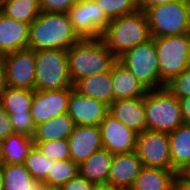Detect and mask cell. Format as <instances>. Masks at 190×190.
Listing matches in <instances>:
<instances>
[{
  "mask_svg": "<svg viewBox=\"0 0 190 190\" xmlns=\"http://www.w3.org/2000/svg\"><path fill=\"white\" fill-rule=\"evenodd\" d=\"M81 38L73 29L67 13L42 12L30 24L29 49L68 50Z\"/></svg>",
  "mask_w": 190,
  "mask_h": 190,
  "instance_id": "cell-1",
  "label": "cell"
},
{
  "mask_svg": "<svg viewBox=\"0 0 190 190\" xmlns=\"http://www.w3.org/2000/svg\"><path fill=\"white\" fill-rule=\"evenodd\" d=\"M68 71L73 84L85 77L110 71L118 58L102 39H81L67 50Z\"/></svg>",
  "mask_w": 190,
  "mask_h": 190,
  "instance_id": "cell-2",
  "label": "cell"
},
{
  "mask_svg": "<svg viewBox=\"0 0 190 190\" xmlns=\"http://www.w3.org/2000/svg\"><path fill=\"white\" fill-rule=\"evenodd\" d=\"M151 38L146 13L140 10L112 19L101 36L104 44L117 58Z\"/></svg>",
  "mask_w": 190,
  "mask_h": 190,
  "instance_id": "cell-3",
  "label": "cell"
},
{
  "mask_svg": "<svg viewBox=\"0 0 190 190\" xmlns=\"http://www.w3.org/2000/svg\"><path fill=\"white\" fill-rule=\"evenodd\" d=\"M144 108L147 130L170 134L184 124L179 100L166 88L147 91Z\"/></svg>",
  "mask_w": 190,
  "mask_h": 190,
  "instance_id": "cell-4",
  "label": "cell"
},
{
  "mask_svg": "<svg viewBox=\"0 0 190 190\" xmlns=\"http://www.w3.org/2000/svg\"><path fill=\"white\" fill-rule=\"evenodd\" d=\"M35 90L70 89L73 82L68 71L67 50H36Z\"/></svg>",
  "mask_w": 190,
  "mask_h": 190,
  "instance_id": "cell-5",
  "label": "cell"
},
{
  "mask_svg": "<svg viewBox=\"0 0 190 190\" xmlns=\"http://www.w3.org/2000/svg\"><path fill=\"white\" fill-rule=\"evenodd\" d=\"M152 38L158 56L160 80L165 85L190 66V35Z\"/></svg>",
  "mask_w": 190,
  "mask_h": 190,
  "instance_id": "cell-6",
  "label": "cell"
},
{
  "mask_svg": "<svg viewBox=\"0 0 190 190\" xmlns=\"http://www.w3.org/2000/svg\"><path fill=\"white\" fill-rule=\"evenodd\" d=\"M151 37L188 33L190 0H176L145 11Z\"/></svg>",
  "mask_w": 190,
  "mask_h": 190,
  "instance_id": "cell-7",
  "label": "cell"
},
{
  "mask_svg": "<svg viewBox=\"0 0 190 190\" xmlns=\"http://www.w3.org/2000/svg\"><path fill=\"white\" fill-rule=\"evenodd\" d=\"M118 60L148 91L165 88L159 76L158 56L153 38L128 50Z\"/></svg>",
  "mask_w": 190,
  "mask_h": 190,
  "instance_id": "cell-8",
  "label": "cell"
},
{
  "mask_svg": "<svg viewBox=\"0 0 190 190\" xmlns=\"http://www.w3.org/2000/svg\"><path fill=\"white\" fill-rule=\"evenodd\" d=\"M67 14L81 39H100L111 22L94 0H80Z\"/></svg>",
  "mask_w": 190,
  "mask_h": 190,
  "instance_id": "cell-9",
  "label": "cell"
},
{
  "mask_svg": "<svg viewBox=\"0 0 190 190\" xmlns=\"http://www.w3.org/2000/svg\"><path fill=\"white\" fill-rule=\"evenodd\" d=\"M136 153L143 167L172 170L169 134L145 130L137 136Z\"/></svg>",
  "mask_w": 190,
  "mask_h": 190,
  "instance_id": "cell-10",
  "label": "cell"
},
{
  "mask_svg": "<svg viewBox=\"0 0 190 190\" xmlns=\"http://www.w3.org/2000/svg\"><path fill=\"white\" fill-rule=\"evenodd\" d=\"M6 86L35 90V50L24 49L4 55Z\"/></svg>",
  "mask_w": 190,
  "mask_h": 190,
  "instance_id": "cell-11",
  "label": "cell"
},
{
  "mask_svg": "<svg viewBox=\"0 0 190 190\" xmlns=\"http://www.w3.org/2000/svg\"><path fill=\"white\" fill-rule=\"evenodd\" d=\"M103 148L111 154H123L136 151L138 134L129 129L110 113L100 125Z\"/></svg>",
  "mask_w": 190,
  "mask_h": 190,
  "instance_id": "cell-12",
  "label": "cell"
},
{
  "mask_svg": "<svg viewBox=\"0 0 190 190\" xmlns=\"http://www.w3.org/2000/svg\"><path fill=\"white\" fill-rule=\"evenodd\" d=\"M69 97L70 89L34 90L31 116L35 126L67 113Z\"/></svg>",
  "mask_w": 190,
  "mask_h": 190,
  "instance_id": "cell-13",
  "label": "cell"
},
{
  "mask_svg": "<svg viewBox=\"0 0 190 190\" xmlns=\"http://www.w3.org/2000/svg\"><path fill=\"white\" fill-rule=\"evenodd\" d=\"M67 113L76 126H99L101 121L109 113V105L87 97L72 87L70 88Z\"/></svg>",
  "mask_w": 190,
  "mask_h": 190,
  "instance_id": "cell-14",
  "label": "cell"
},
{
  "mask_svg": "<svg viewBox=\"0 0 190 190\" xmlns=\"http://www.w3.org/2000/svg\"><path fill=\"white\" fill-rule=\"evenodd\" d=\"M67 140L70 149V159L78 165L91 154L103 148L99 126H75Z\"/></svg>",
  "mask_w": 190,
  "mask_h": 190,
  "instance_id": "cell-15",
  "label": "cell"
},
{
  "mask_svg": "<svg viewBox=\"0 0 190 190\" xmlns=\"http://www.w3.org/2000/svg\"><path fill=\"white\" fill-rule=\"evenodd\" d=\"M143 168L141 159L136 151L114 154L107 183L128 190Z\"/></svg>",
  "mask_w": 190,
  "mask_h": 190,
  "instance_id": "cell-16",
  "label": "cell"
},
{
  "mask_svg": "<svg viewBox=\"0 0 190 190\" xmlns=\"http://www.w3.org/2000/svg\"><path fill=\"white\" fill-rule=\"evenodd\" d=\"M30 25L0 12V54L29 48Z\"/></svg>",
  "mask_w": 190,
  "mask_h": 190,
  "instance_id": "cell-17",
  "label": "cell"
},
{
  "mask_svg": "<svg viewBox=\"0 0 190 190\" xmlns=\"http://www.w3.org/2000/svg\"><path fill=\"white\" fill-rule=\"evenodd\" d=\"M109 113L137 134L147 129L144 97L116 100Z\"/></svg>",
  "mask_w": 190,
  "mask_h": 190,
  "instance_id": "cell-18",
  "label": "cell"
},
{
  "mask_svg": "<svg viewBox=\"0 0 190 190\" xmlns=\"http://www.w3.org/2000/svg\"><path fill=\"white\" fill-rule=\"evenodd\" d=\"M112 79L113 102L144 97L148 91L119 60L112 66Z\"/></svg>",
  "mask_w": 190,
  "mask_h": 190,
  "instance_id": "cell-19",
  "label": "cell"
},
{
  "mask_svg": "<svg viewBox=\"0 0 190 190\" xmlns=\"http://www.w3.org/2000/svg\"><path fill=\"white\" fill-rule=\"evenodd\" d=\"M112 69L77 80L73 88L79 93L102 101L107 105L113 103Z\"/></svg>",
  "mask_w": 190,
  "mask_h": 190,
  "instance_id": "cell-20",
  "label": "cell"
},
{
  "mask_svg": "<svg viewBox=\"0 0 190 190\" xmlns=\"http://www.w3.org/2000/svg\"><path fill=\"white\" fill-rule=\"evenodd\" d=\"M172 168L176 172L190 169V125L183 124L169 134Z\"/></svg>",
  "mask_w": 190,
  "mask_h": 190,
  "instance_id": "cell-21",
  "label": "cell"
},
{
  "mask_svg": "<svg viewBox=\"0 0 190 190\" xmlns=\"http://www.w3.org/2000/svg\"><path fill=\"white\" fill-rule=\"evenodd\" d=\"M113 154L102 148L78 165V171L93 184L107 183Z\"/></svg>",
  "mask_w": 190,
  "mask_h": 190,
  "instance_id": "cell-22",
  "label": "cell"
},
{
  "mask_svg": "<svg viewBox=\"0 0 190 190\" xmlns=\"http://www.w3.org/2000/svg\"><path fill=\"white\" fill-rule=\"evenodd\" d=\"M35 146L33 137L12 133L0 141L2 164H24L26 157Z\"/></svg>",
  "mask_w": 190,
  "mask_h": 190,
  "instance_id": "cell-23",
  "label": "cell"
},
{
  "mask_svg": "<svg viewBox=\"0 0 190 190\" xmlns=\"http://www.w3.org/2000/svg\"><path fill=\"white\" fill-rule=\"evenodd\" d=\"M176 171L143 167L130 190H174Z\"/></svg>",
  "mask_w": 190,
  "mask_h": 190,
  "instance_id": "cell-24",
  "label": "cell"
},
{
  "mask_svg": "<svg viewBox=\"0 0 190 190\" xmlns=\"http://www.w3.org/2000/svg\"><path fill=\"white\" fill-rule=\"evenodd\" d=\"M74 121L68 113L35 126L34 142H45L58 139H68L75 128Z\"/></svg>",
  "mask_w": 190,
  "mask_h": 190,
  "instance_id": "cell-25",
  "label": "cell"
},
{
  "mask_svg": "<svg viewBox=\"0 0 190 190\" xmlns=\"http://www.w3.org/2000/svg\"><path fill=\"white\" fill-rule=\"evenodd\" d=\"M3 190H39L41 181L34 179L24 164H2Z\"/></svg>",
  "mask_w": 190,
  "mask_h": 190,
  "instance_id": "cell-26",
  "label": "cell"
},
{
  "mask_svg": "<svg viewBox=\"0 0 190 190\" xmlns=\"http://www.w3.org/2000/svg\"><path fill=\"white\" fill-rule=\"evenodd\" d=\"M34 91L5 86L0 92V105L8 114H31Z\"/></svg>",
  "mask_w": 190,
  "mask_h": 190,
  "instance_id": "cell-27",
  "label": "cell"
},
{
  "mask_svg": "<svg viewBox=\"0 0 190 190\" xmlns=\"http://www.w3.org/2000/svg\"><path fill=\"white\" fill-rule=\"evenodd\" d=\"M0 12L30 25L40 15L41 10L39 0H0Z\"/></svg>",
  "mask_w": 190,
  "mask_h": 190,
  "instance_id": "cell-28",
  "label": "cell"
},
{
  "mask_svg": "<svg viewBox=\"0 0 190 190\" xmlns=\"http://www.w3.org/2000/svg\"><path fill=\"white\" fill-rule=\"evenodd\" d=\"M78 173V164L71 159L59 161L51 160V169L44 183L61 187Z\"/></svg>",
  "mask_w": 190,
  "mask_h": 190,
  "instance_id": "cell-29",
  "label": "cell"
},
{
  "mask_svg": "<svg viewBox=\"0 0 190 190\" xmlns=\"http://www.w3.org/2000/svg\"><path fill=\"white\" fill-rule=\"evenodd\" d=\"M24 166L34 179L44 182L51 169V159L43 155L35 145L26 157Z\"/></svg>",
  "mask_w": 190,
  "mask_h": 190,
  "instance_id": "cell-30",
  "label": "cell"
},
{
  "mask_svg": "<svg viewBox=\"0 0 190 190\" xmlns=\"http://www.w3.org/2000/svg\"><path fill=\"white\" fill-rule=\"evenodd\" d=\"M106 16L112 20L137 12V0H94Z\"/></svg>",
  "mask_w": 190,
  "mask_h": 190,
  "instance_id": "cell-31",
  "label": "cell"
},
{
  "mask_svg": "<svg viewBox=\"0 0 190 190\" xmlns=\"http://www.w3.org/2000/svg\"><path fill=\"white\" fill-rule=\"evenodd\" d=\"M43 155L52 161L70 159V149L67 139H56L45 142H35Z\"/></svg>",
  "mask_w": 190,
  "mask_h": 190,
  "instance_id": "cell-32",
  "label": "cell"
},
{
  "mask_svg": "<svg viewBox=\"0 0 190 190\" xmlns=\"http://www.w3.org/2000/svg\"><path fill=\"white\" fill-rule=\"evenodd\" d=\"M165 88L177 99L190 97V66L167 82Z\"/></svg>",
  "mask_w": 190,
  "mask_h": 190,
  "instance_id": "cell-33",
  "label": "cell"
},
{
  "mask_svg": "<svg viewBox=\"0 0 190 190\" xmlns=\"http://www.w3.org/2000/svg\"><path fill=\"white\" fill-rule=\"evenodd\" d=\"M9 117L14 133L34 136L35 124L31 114H9Z\"/></svg>",
  "mask_w": 190,
  "mask_h": 190,
  "instance_id": "cell-34",
  "label": "cell"
},
{
  "mask_svg": "<svg viewBox=\"0 0 190 190\" xmlns=\"http://www.w3.org/2000/svg\"><path fill=\"white\" fill-rule=\"evenodd\" d=\"M80 0H39L40 10L50 13H67Z\"/></svg>",
  "mask_w": 190,
  "mask_h": 190,
  "instance_id": "cell-35",
  "label": "cell"
},
{
  "mask_svg": "<svg viewBox=\"0 0 190 190\" xmlns=\"http://www.w3.org/2000/svg\"><path fill=\"white\" fill-rule=\"evenodd\" d=\"M94 184L79 173L60 188L61 190H92Z\"/></svg>",
  "mask_w": 190,
  "mask_h": 190,
  "instance_id": "cell-36",
  "label": "cell"
},
{
  "mask_svg": "<svg viewBox=\"0 0 190 190\" xmlns=\"http://www.w3.org/2000/svg\"><path fill=\"white\" fill-rule=\"evenodd\" d=\"M14 133L9 114L0 105V141Z\"/></svg>",
  "mask_w": 190,
  "mask_h": 190,
  "instance_id": "cell-37",
  "label": "cell"
},
{
  "mask_svg": "<svg viewBox=\"0 0 190 190\" xmlns=\"http://www.w3.org/2000/svg\"><path fill=\"white\" fill-rule=\"evenodd\" d=\"M174 190H190V173L188 171L176 173Z\"/></svg>",
  "mask_w": 190,
  "mask_h": 190,
  "instance_id": "cell-38",
  "label": "cell"
},
{
  "mask_svg": "<svg viewBox=\"0 0 190 190\" xmlns=\"http://www.w3.org/2000/svg\"><path fill=\"white\" fill-rule=\"evenodd\" d=\"M173 1H176V0H137V4H138V9L140 11L145 12L147 9L151 7L167 4Z\"/></svg>",
  "mask_w": 190,
  "mask_h": 190,
  "instance_id": "cell-39",
  "label": "cell"
},
{
  "mask_svg": "<svg viewBox=\"0 0 190 190\" xmlns=\"http://www.w3.org/2000/svg\"><path fill=\"white\" fill-rule=\"evenodd\" d=\"M184 124L190 125V97L178 99Z\"/></svg>",
  "mask_w": 190,
  "mask_h": 190,
  "instance_id": "cell-40",
  "label": "cell"
},
{
  "mask_svg": "<svg viewBox=\"0 0 190 190\" xmlns=\"http://www.w3.org/2000/svg\"><path fill=\"white\" fill-rule=\"evenodd\" d=\"M5 62L4 55L0 54V92L5 88Z\"/></svg>",
  "mask_w": 190,
  "mask_h": 190,
  "instance_id": "cell-41",
  "label": "cell"
},
{
  "mask_svg": "<svg viewBox=\"0 0 190 190\" xmlns=\"http://www.w3.org/2000/svg\"><path fill=\"white\" fill-rule=\"evenodd\" d=\"M92 190H124V189L115 187L109 183H100V184H94Z\"/></svg>",
  "mask_w": 190,
  "mask_h": 190,
  "instance_id": "cell-42",
  "label": "cell"
},
{
  "mask_svg": "<svg viewBox=\"0 0 190 190\" xmlns=\"http://www.w3.org/2000/svg\"><path fill=\"white\" fill-rule=\"evenodd\" d=\"M39 190H61V188L42 182Z\"/></svg>",
  "mask_w": 190,
  "mask_h": 190,
  "instance_id": "cell-43",
  "label": "cell"
},
{
  "mask_svg": "<svg viewBox=\"0 0 190 190\" xmlns=\"http://www.w3.org/2000/svg\"><path fill=\"white\" fill-rule=\"evenodd\" d=\"M4 188V178H3V170L2 165L0 166V190Z\"/></svg>",
  "mask_w": 190,
  "mask_h": 190,
  "instance_id": "cell-44",
  "label": "cell"
},
{
  "mask_svg": "<svg viewBox=\"0 0 190 190\" xmlns=\"http://www.w3.org/2000/svg\"><path fill=\"white\" fill-rule=\"evenodd\" d=\"M188 34L190 35V14H189V22H188Z\"/></svg>",
  "mask_w": 190,
  "mask_h": 190,
  "instance_id": "cell-45",
  "label": "cell"
}]
</instances>
